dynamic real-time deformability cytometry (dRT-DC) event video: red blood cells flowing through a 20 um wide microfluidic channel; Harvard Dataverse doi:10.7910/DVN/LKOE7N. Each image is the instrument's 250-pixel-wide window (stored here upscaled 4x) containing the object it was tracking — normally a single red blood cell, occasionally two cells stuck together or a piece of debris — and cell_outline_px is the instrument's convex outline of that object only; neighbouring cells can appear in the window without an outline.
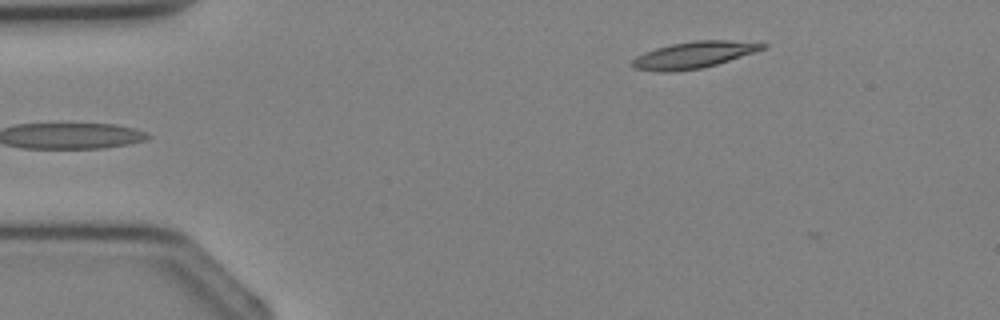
{"species": "Egyptian fruit bat (a non-hibernating species)", "species_latin": "Rousettus aegyptiacus", "temperature_condition": "cold", "stored_images_in_passage": 3, "camera_frame_rate_fps": 3000, "um_per_image_px": 0.085, "animal": {"sex": "female"}, "frame": {"image": 1, "passage_image": 2, "time_ms": 1.333, "image_size_px": [1000, 320], "cell_outline_px": [[768, 44], [764, 48], [704, 68], [676, 72], [660, 72], [632, 68], [628, 64], [636, 56], [644, 52], [656, 48], [672, 44], [692, 40], [728, 40]], "centroid_in_image_um": [58.85, 4.68], "position_along_channel_um": 26.2, "area_um2": 20.17}}